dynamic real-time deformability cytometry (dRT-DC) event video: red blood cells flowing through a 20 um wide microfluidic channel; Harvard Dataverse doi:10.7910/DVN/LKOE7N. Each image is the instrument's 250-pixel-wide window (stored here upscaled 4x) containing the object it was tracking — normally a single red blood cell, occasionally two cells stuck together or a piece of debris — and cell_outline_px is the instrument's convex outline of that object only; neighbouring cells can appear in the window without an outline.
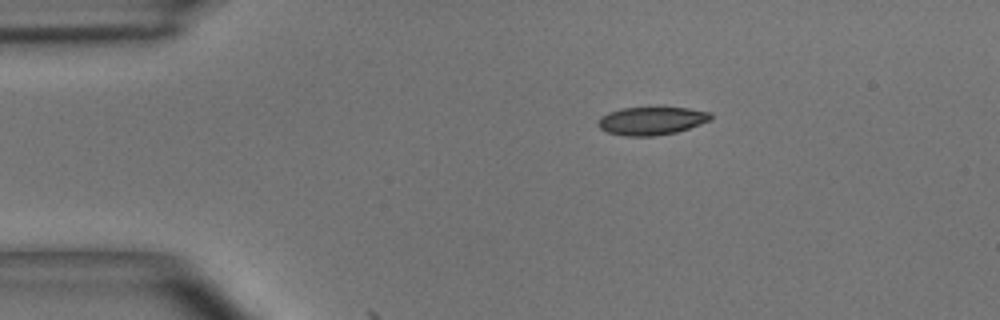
{"species": "common noctule bat (a hibernating species)", "species_latin": "Nyctalus noctula", "temperature_condition": "room temperature", "stored_images_in_passage": 4, "camera_frame_rate_fps": 3000, "um_per_image_px": 0.085, "animal": {"sex": "male", "body_mass_g": 15.6}, "frame": {"image": 1, "passage_image": 1, "time_ms": 0.0, "image_size_px": [1000, 320], "cell_outline_px": [[712, 120], [676, 132], [656, 136], [624, 136], [608, 132], [600, 128], [596, 124], [600, 116], [608, 112], [620, 108], [688, 108], [712, 112]], "centroid_in_image_um": [55.37, 10.27], "position_along_channel_um": 29.6, "area_um2": 18.5}}